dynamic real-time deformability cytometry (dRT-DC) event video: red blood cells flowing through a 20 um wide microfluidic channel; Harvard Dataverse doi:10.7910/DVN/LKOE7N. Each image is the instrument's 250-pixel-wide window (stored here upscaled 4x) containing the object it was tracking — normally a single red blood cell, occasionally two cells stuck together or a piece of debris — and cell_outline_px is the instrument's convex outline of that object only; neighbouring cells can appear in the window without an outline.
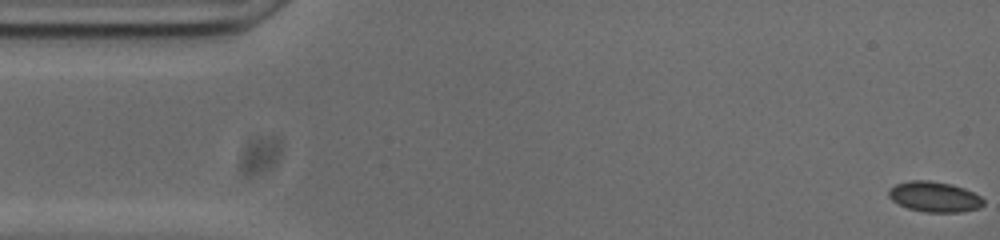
{"species": "common noctule bat (a hibernating species)", "species_latin": "Nyctalus noctula", "temperature_condition": "cold", "stored_images_in_passage": 11, "camera_frame_rate_fps": 3000, "um_per_image_px": 0.085, "animal": {"sex": "male", "body_mass_g": 20.0, "forearm_length_mm": 53.3}, "frame": {"image": 1, "passage_image": 1, "time_ms": 0.0, "image_size_px": [1000, 240], "cell_outline_px": [[984, 204], [980, 208], [960, 212], [924, 212], [908, 208], [892, 200], [888, 196], [888, 192], [896, 184], [908, 180], [928, 180], [952, 184], [964, 188], [980, 196], [984, 200]], "centroid_in_image_um": [79.44, 16.72], "position_along_channel_um": 5.6, "area_um2": 16.76}}